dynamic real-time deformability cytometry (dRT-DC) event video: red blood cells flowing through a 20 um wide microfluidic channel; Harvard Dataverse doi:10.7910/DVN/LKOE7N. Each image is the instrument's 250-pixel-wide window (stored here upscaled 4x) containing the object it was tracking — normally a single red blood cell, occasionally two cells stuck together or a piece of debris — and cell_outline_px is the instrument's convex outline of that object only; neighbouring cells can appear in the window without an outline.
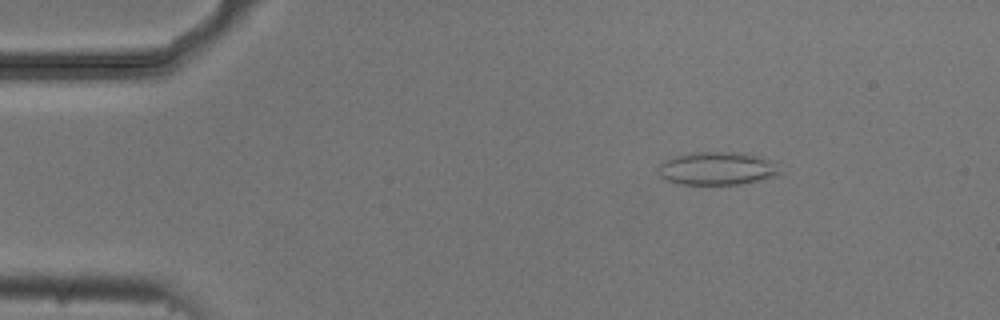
{"species": "common noctule bat (a hibernating species)", "species_latin": "Nyctalus noctula", "temperature_condition": "cold", "stored_images_in_passage": 4, "camera_frame_rate_fps": 3000, "um_per_image_px": 0.085, "animal": {"sex": "male", "body_mass_g": 20.5, "forearm_length_mm": 52.5}, "frame": {"image": 1, "passage_image": 2, "time_ms": 0.333, "image_size_px": [1000, 320], "cell_outline_px": [[784, 172], [776, 176], [740, 184], [680, 184], [664, 180], [656, 172], [656, 168], [664, 160], [688, 152], [744, 152], [772, 160]], "centroid_in_image_um": [60.95, 14.31], "position_along_channel_um": 24.1, "area_um2": 23.87}}